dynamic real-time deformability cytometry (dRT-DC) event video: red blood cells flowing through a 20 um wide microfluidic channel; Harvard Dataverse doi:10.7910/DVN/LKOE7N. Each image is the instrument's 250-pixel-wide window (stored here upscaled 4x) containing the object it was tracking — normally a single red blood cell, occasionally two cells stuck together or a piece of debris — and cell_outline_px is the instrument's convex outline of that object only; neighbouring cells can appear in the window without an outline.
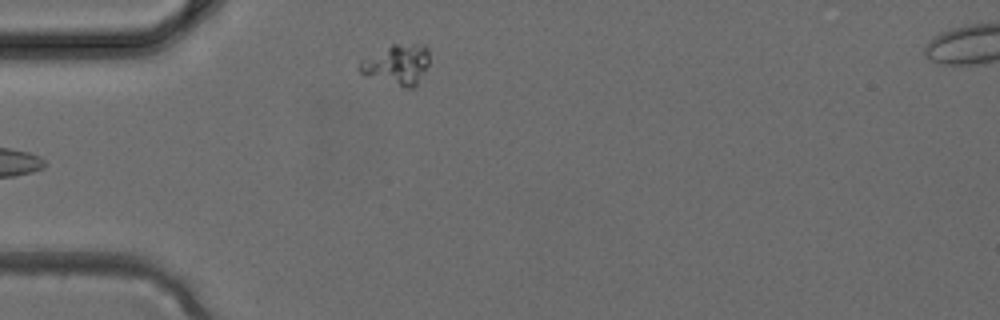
{"species": "common noctule bat (a hibernating species)", "species_latin": "Nyctalus noctula", "temperature_condition": "cold", "stored_images_in_passage": 5, "camera_frame_rate_fps": 3000, "um_per_image_px": 0.085, "animal": {"sex": "female", "body_mass_g": 24.6, "forearm_length_mm": 56.2}, "frame": {"image": 1, "passage_image": 4, "time_ms": 1.0, "image_size_px": [1000, 320], "cell_outline_px": [[428, 64], [416, 84], [412, 88], [408, 88], [364, 76], [360, 72], [360, 60], [392, 44], [424, 44], [428, 48]], "centroid_in_image_um": [33.74, 5.47], "position_along_channel_um": 51.3, "area_um2": 16.13}}